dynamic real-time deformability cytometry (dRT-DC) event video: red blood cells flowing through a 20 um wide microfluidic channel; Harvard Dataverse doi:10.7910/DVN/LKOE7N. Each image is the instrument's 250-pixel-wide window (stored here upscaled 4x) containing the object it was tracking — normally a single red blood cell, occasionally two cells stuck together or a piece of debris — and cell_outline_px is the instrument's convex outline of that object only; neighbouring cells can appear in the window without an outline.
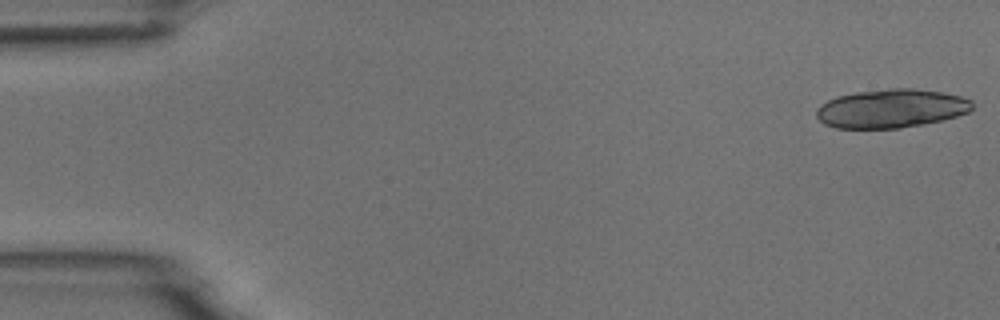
{"species": "common noctule bat (a hibernating species)", "species_latin": "Nyctalus noctula", "temperature_condition": "room temperature", "stored_images_in_passage": 19, "camera_frame_rate_fps": 3000, "um_per_image_px": 0.085, "animal": {"sex": "male", "body_mass_g": 18.8}, "frame": {"image": 1, "passage_image": 1, "time_ms": 0.0, "image_size_px": [1000, 320], "cell_outline_px": [[972, 108], [968, 112], [956, 116], [940, 120], [900, 128], [836, 128], [824, 124], [816, 116], [816, 108], [820, 104], [836, 96], [856, 92], [888, 88], [912, 88], [940, 92], [960, 96], [972, 100]], "centroid_in_image_um": [75.71, 9.21], "position_along_channel_um": 9.3, "area_um2": 35.03}}